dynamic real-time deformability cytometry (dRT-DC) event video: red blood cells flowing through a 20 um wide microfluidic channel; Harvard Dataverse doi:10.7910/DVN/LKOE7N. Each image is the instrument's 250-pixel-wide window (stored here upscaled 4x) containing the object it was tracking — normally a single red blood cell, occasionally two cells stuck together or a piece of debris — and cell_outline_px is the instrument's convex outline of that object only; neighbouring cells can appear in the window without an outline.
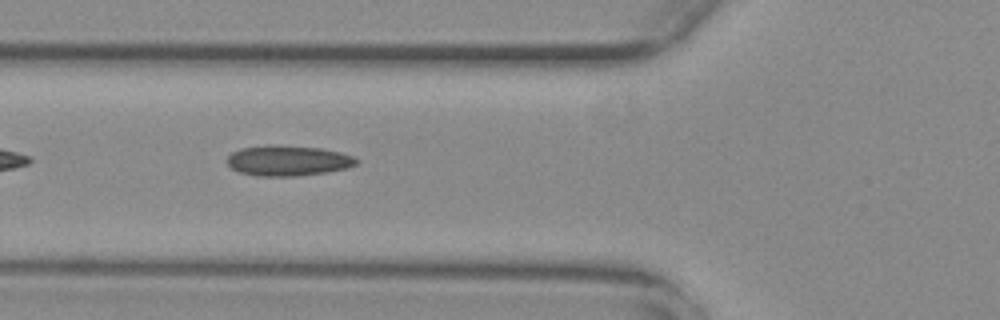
{"species": "common noctule bat (a hibernating species)", "species_latin": "Nyctalus noctula", "temperature_condition": "warm", "stored_images_in_passage": 35, "camera_frame_rate_fps": 3000, "um_per_image_px": 0.085, "animal": {"sex": "female", "body_mass_g": 29.2, "forearm_length_mm": 56.3}, "frame": {"image": 1, "passage_image": 3, "time_ms": 0.667, "image_size_px": [1000, 320], "cell_outline_px": [[360, 160], [356, 164], [348, 168], [328, 172], [296, 176], [256, 176], [240, 172], [232, 168], [228, 164], [228, 156], [232, 152], [240, 148], [268, 144], [276, 144], [320, 148], [340, 152], [352, 156]], "centroid_in_image_um": [24.48, 13.64], "position_along_channel_um": 101.3, "area_um2": 23.12}}
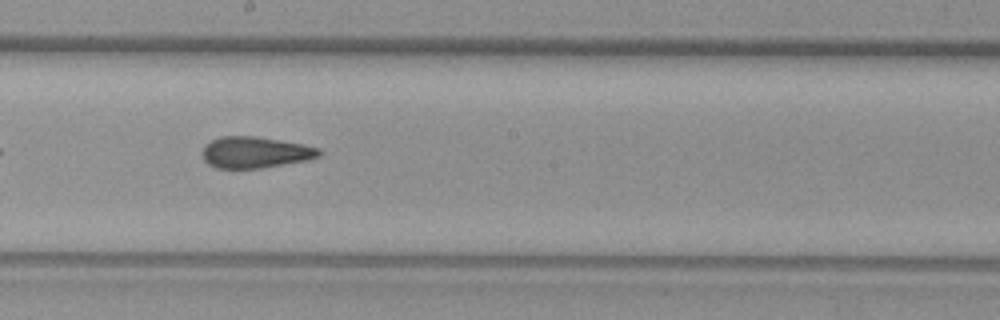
{"frame": {"image": 2, "passage_image": 13, "time_ms": 4.0, "image_size_px": [1000, 320], "cell_outline_px": [[324, 152], [320, 156], [308, 160], [260, 168], [216, 168], [208, 164], [204, 160], [200, 152], [204, 144], [220, 136], [256, 136], [304, 144], [320, 148]], "centroid_in_image_um": [21.69, 12.94], "position_along_channel_um": 226.5, "area_um2": 21.62}}
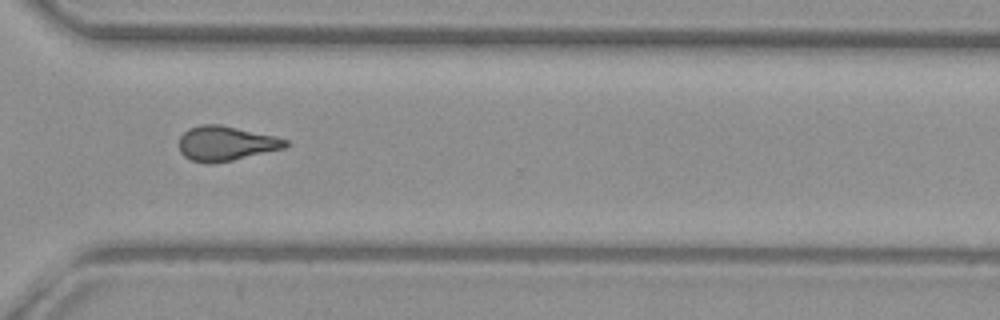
{"frame": {"image": 3, "passage_image": 23, "time_ms": 7.333, "image_size_px": [1000, 320], "cell_outline_px": [[288, 148], [232, 160], [212, 164], [192, 160], [184, 156], [180, 152], [180, 136], [188, 128], [200, 124], [220, 124], [276, 136], [288, 140]], "centroid_in_image_um": [19.23, 12.18], "position_along_channel_um": 351.4, "area_um2": 21.68}}